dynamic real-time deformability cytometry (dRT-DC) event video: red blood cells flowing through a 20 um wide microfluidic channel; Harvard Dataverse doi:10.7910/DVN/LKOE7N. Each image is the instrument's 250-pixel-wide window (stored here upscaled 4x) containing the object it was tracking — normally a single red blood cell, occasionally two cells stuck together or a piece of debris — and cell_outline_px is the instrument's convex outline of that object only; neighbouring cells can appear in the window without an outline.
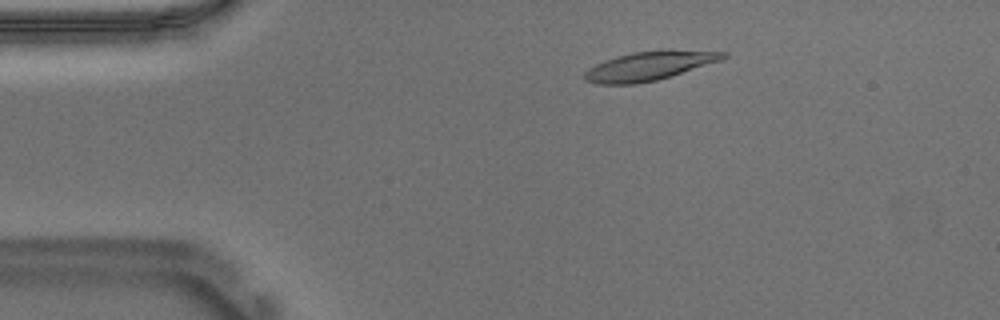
{"species": "Egyptian fruit bat (a non-hibernating species)", "species_latin": "Rousettus aegyptiacus", "temperature_condition": "warm", "stored_images_in_passage": 45, "camera_frame_rate_fps": 3000, "um_per_image_px": 0.085, "animal": {"sex": "male"}, "frame": {"image": 1, "passage_image": 1, "time_ms": 0.0, "image_size_px": [1000, 320], "cell_outline_px": [[728, 56], [720, 60], [656, 80], [636, 84], [596, 84], [584, 80], [584, 72], [588, 68], [604, 60], [616, 56], [632, 52], [668, 48], [728, 52]], "centroid_in_image_um": [55.17, 5.57], "position_along_channel_um": 29.8, "area_um2": 23.58}}
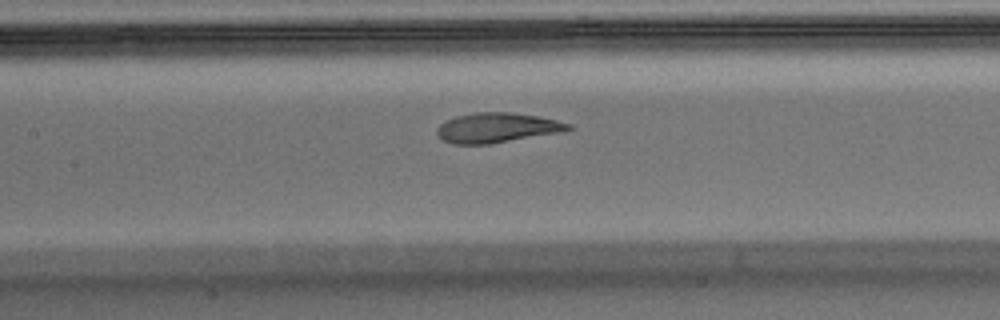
{"frame": {"image": 2, "passage_image": 16, "time_ms": 5.0, "image_size_px": [1000, 320], "cell_outline_px": [[572, 128], [564, 132], [488, 144], [452, 144], [444, 140], [436, 132], [436, 128], [440, 124], [456, 116], [476, 112], [512, 112], [536, 116], [556, 120], [572, 124]], "centroid_in_image_um": [42.27, 10.86], "position_along_channel_um": 165.1, "area_um2": 22.77}}
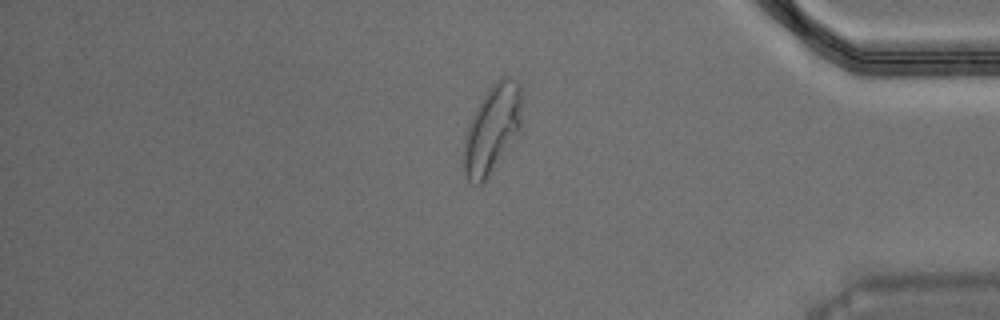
{"frame": {"image": 3, "passage_image": 37, "time_ms": 12.0, "image_size_px": [1000, 320], "cell_outline_px": [[524, 100], [520, 136], [484, 180], [480, 184], [468, 180], [464, 172], [464, 136], [468, 124], [476, 108], [492, 84], [500, 76], [516, 80], [520, 84], [524, 96]], "centroid_in_image_um": [41.91, 10.92], "position_along_channel_um": 393.3, "area_um2": 30.46}, "authors_computed_cell_mechanics": {"area_um2": 23.6402, "velocity_mm_per_s": 3.6749, "shape_relaxation_time_tau1_ms": 5.4375, "shape_relaxation_time_tau2_ms": 1.0504, "deformation_change_tau1": 0.1935, "deformation_change_tau2": 0.0638}}